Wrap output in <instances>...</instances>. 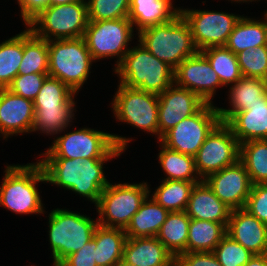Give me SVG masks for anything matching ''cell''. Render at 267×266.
<instances>
[{
  "label": "cell",
  "instance_id": "cell-16",
  "mask_svg": "<svg viewBox=\"0 0 267 266\" xmlns=\"http://www.w3.org/2000/svg\"><path fill=\"white\" fill-rule=\"evenodd\" d=\"M213 193L232 210L244 208L252 189V182L244 164H235L209 174L203 179Z\"/></svg>",
  "mask_w": 267,
  "mask_h": 266
},
{
  "label": "cell",
  "instance_id": "cell-18",
  "mask_svg": "<svg viewBox=\"0 0 267 266\" xmlns=\"http://www.w3.org/2000/svg\"><path fill=\"white\" fill-rule=\"evenodd\" d=\"M34 104L7 88L0 89V133L4 138L18 133L32 132Z\"/></svg>",
  "mask_w": 267,
  "mask_h": 266
},
{
  "label": "cell",
  "instance_id": "cell-21",
  "mask_svg": "<svg viewBox=\"0 0 267 266\" xmlns=\"http://www.w3.org/2000/svg\"><path fill=\"white\" fill-rule=\"evenodd\" d=\"M226 124L239 144L267 139V93L248 110L235 113Z\"/></svg>",
  "mask_w": 267,
  "mask_h": 266
},
{
  "label": "cell",
  "instance_id": "cell-9",
  "mask_svg": "<svg viewBox=\"0 0 267 266\" xmlns=\"http://www.w3.org/2000/svg\"><path fill=\"white\" fill-rule=\"evenodd\" d=\"M149 195L150 191L146 182L115 185L109 183L96 204L100 216L97 220L99 225L125 229Z\"/></svg>",
  "mask_w": 267,
  "mask_h": 266
},
{
  "label": "cell",
  "instance_id": "cell-29",
  "mask_svg": "<svg viewBox=\"0 0 267 266\" xmlns=\"http://www.w3.org/2000/svg\"><path fill=\"white\" fill-rule=\"evenodd\" d=\"M226 235V228L218 222L190 219L187 252H213Z\"/></svg>",
  "mask_w": 267,
  "mask_h": 266
},
{
  "label": "cell",
  "instance_id": "cell-31",
  "mask_svg": "<svg viewBox=\"0 0 267 266\" xmlns=\"http://www.w3.org/2000/svg\"><path fill=\"white\" fill-rule=\"evenodd\" d=\"M156 189L152 198L169 212L186 211L192 189L201 181L166 180Z\"/></svg>",
  "mask_w": 267,
  "mask_h": 266
},
{
  "label": "cell",
  "instance_id": "cell-28",
  "mask_svg": "<svg viewBox=\"0 0 267 266\" xmlns=\"http://www.w3.org/2000/svg\"><path fill=\"white\" fill-rule=\"evenodd\" d=\"M190 219L186 211L170 212L156 235V238L175 258L182 253H187Z\"/></svg>",
  "mask_w": 267,
  "mask_h": 266
},
{
  "label": "cell",
  "instance_id": "cell-44",
  "mask_svg": "<svg viewBox=\"0 0 267 266\" xmlns=\"http://www.w3.org/2000/svg\"><path fill=\"white\" fill-rule=\"evenodd\" d=\"M175 266H221L213 252H187L176 257Z\"/></svg>",
  "mask_w": 267,
  "mask_h": 266
},
{
  "label": "cell",
  "instance_id": "cell-34",
  "mask_svg": "<svg viewBox=\"0 0 267 266\" xmlns=\"http://www.w3.org/2000/svg\"><path fill=\"white\" fill-rule=\"evenodd\" d=\"M67 107H34L35 115L32 125L33 131H42L46 134H57L68 127L74 116V103Z\"/></svg>",
  "mask_w": 267,
  "mask_h": 266
},
{
  "label": "cell",
  "instance_id": "cell-38",
  "mask_svg": "<svg viewBox=\"0 0 267 266\" xmlns=\"http://www.w3.org/2000/svg\"><path fill=\"white\" fill-rule=\"evenodd\" d=\"M242 76L267 80V45L236 54Z\"/></svg>",
  "mask_w": 267,
  "mask_h": 266
},
{
  "label": "cell",
  "instance_id": "cell-2",
  "mask_svg": "<svg viewBox=\"0 0 267 266\" xmlns=\"http://www.w3.org/2000/svg\"><path fill=\"white\" fill-rule=\"evenodd\" d=\"M120 84L154 94L174 84V69L151 54L142 44L131 48L115 67Z\"/></svg>",
  "mask_w": 267,
  "mask_h": 266
},
{
  "label": "cell",
  "instance_id": "cell-4",
  "mask_svg": "<svg viewBox=\"0 0 267 266\" xmlns=\"http://www.w3.org/2000/svg\"><path fill=\"white\" fill-rule=\"evenodd\" d=\"M130 139L94 129L82 128L56 138L45 158H114L126 149Z\"/></svg>",
  "mask_w": 267,
  "mask_h": 266
},
{
  "label": "cell",
  "instance_id": "cell-26",
  "mask_svg": "<svg viewBox=\"0 0 267 266\" xmlns=\"http://www.w3.org/2000/svg\"><path fill=\"white\" fill-rule=\"evenodd\" d=\"M93 238L96 240L97 266H116L123 259L124 245L127 240L124 229L98 224Z\"/></svg>",
  "mask_w": 267,
  "mask_h": 266
},
{
  "label": "cell",
  "instance_id": "cell-37",
  "mask_svg": "<svg viewBox=\"0 0 267 266\" xmlns=\"http://www.w3.org/2000/svg\"><path fill=\"white\" fill-rule=\"evenodd\" d=\"M74 96L75 93L62 81L48 76L33 104L34 107H67Z\"/></svg>",
  "mask_w": 267,
  "mask_h": 266
},
{
  "label": "cell",
  "instance_id": "cell-20",
  "mask_svg": "<svg viewBox=\"0 0 267 266\" xmlns=\"http://www.w3.org/2000/svg\"><path fill=\"white\" fill-rule=\"evenodd\" d=\"M186 212L191 219L218 222L226 228L232 209L224 204L202 180L194 185Z\"/></svg>",
  "mask_w": 267,
  "mask_h": 266
},
{
  "label": "cell",
  "instance_id": "cell-48",
  "mask_svg": "<svg viewBox=\"0 0 267 266\" xmlns=\"http://www.w3.org/2000/svg\"><path fill=\"white\" fill-rule=\"evenodd\" d=\"M116 266H135L134 264L126 262L124 259H121Z\"/></svg>",
  "mask_w": 267,
  "mask_h": 266
},
{
  "label": "cell",
  "instance_id": "cell-24",
  "mask_svg": "<svg viewBox=\"0 0 267 266\" xmlns=\"http://www.w3.org/2000/svg\"><path fill=\"white\" fill-rule=\"evenodd\" d=\"M267 93V80L253 77H242L230 87L229 103L232 109L218 107L220 120L227 122L235 113L246 111Z\"/></svg>",
  "mask_w": 267,
  "mask_h": 266
},
{
  "label": "cell",
  "instance_id": "cell-19",
  "mask_svg": "<svg viewBox=\"0 0 267 266\" xmlns=\"http://www.w3.org/2000/svg\"><path fill=\"white\" fill-rule=\"evenodd\" d=\"M226 234L251 253H267V225L244 208L232 210Z\"/></svg>",
  "mask_w": 267,
  "mask_h": 266
},
{
  "label": "cell",
  "instance_id": "cell-6",
  "mask_svg": "<svg viewBox=\"0 0 267 266\" xmlns=\"http://www.w3.org/2000/svg\"><path fill=\"white\" fill-rule=\"evenodd\" d=\"M48 76L57 78L74 93L83 86L94 61L83 37L48 41Z\"/></svg>",
  "mask_w": 267,
  "mask_h": 266
},
{
  "label": "cell",
  "instance_id": "cell-14",
  "mask_svg": "<svg viewBox=\"0 0 267 266\" xmlns=\"http://www.w3.org/2000/svg\"><path fill=\"white\" fill-rule=\"evenodd\" d=\"M189 24L193 41L202 51L209 47L225 46L229 35L241 16L224 12L180 9Z\"/></svg>",
  "mask_w": 267,
  "mask_h": 266
},
{
  "label": "cell",
  "instance_id": "cell-39",
  "mask_svg": "<svg viewBox=\"0 0 267 266\" xmlns=\"http://www.w3.org/2000/svg\"><path fill=\"white\" fill-rule=\"evenodd\" d=\"M89 21L128 18L130 0H88Z\"/></svg>",
  "mask_w": 267,
  "mask_h": 266
},
{
  "label": "cell",
  "instance_id": "cell-7",
  "mask_svg": "<svg viewBox=\"0 0 267 266\" xmlns=\"http://www.w3.org/2000/svg\"><path fill=\"white\" fill-rule=\"evenodd\" d=\"M49 240L58 266L70 254L80 250L94 235L98 221L80 213L55 209L49 214Z\"/></svg>",
  "mask_w": 267,
  "mask_h": 266
},
{
  "label": "cell",
  "instance_id": "cell-10",
  "mask_svg": "<svg viewBox=\"0 0 267 266\" xmlns=\"http://www.w3.org/2000/svg\"><path fill=\"white\" fill-rule=\"evenodd\" d=\"M113 98V112L118 120L158 135V95L122 84Z\"/></svg>",
  "mask_w": 267,
  "mask_h": 266
},
{
  "label": "cell",
  "instance_id": "cell-40",
  "mask_svg": "<svg viewBox=\"0 0 267 266\" xmlns=\"http://www.w3.org/2000/svg\"><path fill=\"white\" fill-rule=\"evenodd\" d=\"M213 253L221 266H245L254 255L227 234L221 239Z\"/></svg>",
  "mask_w": 267,
  "mask_h": 266
},
{
  "label": "cell",
  "instance_id": "cell-30",
  "mask_svg": "<svg viewBox=\"0 0 267 266\" xmlns=\"http://www.w3.org/2000/svg\"><path fill=\"white\" fill-rule=\"evenodd\" d=\"M48 41L36 37L28 28L23 31V58L18 74L48 73Z\"/></svg>",
  "mask_w": 267,
  "mask_h": 266
},
{
  "label": "cell",
  "instance_id": "cell-22",
  "mask_svg": "<svg viewBox=\"0 0 267 266\" xmlns=\"http://www.w3.org/2000/svg\"><path fill=\"white\" fill-rule=\"evenodd\" d=\"M123 259L135 266H175L176 258L156 237L127 238Z\"/></svg>",
  "mask_w": 267,
  "mask_h": 266
},
{
  "label": "cell",
  "instance_id": "cell-45",
  "mask_svg": "<svg viewBox=\"0 0 267 266\" xmlns=\"http://www.w3.org/2000/svg\"><path fill=\"white\" fill-rule=\"evenodd\" d=\"M20 6L21 17L27 25L41 11L50 6V0H17Z\"/></svg>",
  "mask_w": 267,
  "mask_h": 266
},
{
  "label": "cell",
  "instance_id": "cell-11",
  "mask_svg": "<svg viewBox=\"0 0 267 266\" xmlns=\"http://www.w3.org/2000/svg\"><path fill=\"white\" fill-rule=\"evenodd\" d=\"M134 26L128 18L116 20L89 21L84 33V40L92 59L119 56L116 65L124 59L131 41Z\"/></svg>",
  "mask_w": 267,
  "mask_h": 266
},
{
  "label": "cell",
  "instance_id": "cell-43",
  "mask_svg": "<svg viewBox=\"0 0 267 266\" xmlns=\"http://www.w3.org/2000/svg\"><path fill=\"white\" fill-rule=\"evenodd\" d=\"M95 248L96 240L92 238L80 250L65 258L58 266H97Z\"/></svg>",
  "mask_w": 267,
  "mask_h": 266
},
{
  "label": "cell",
  "instance_id": "cell-12",
  "mask_svg": "<svg viewBox=\"0 0 267 266\" xmlns=\"http://www.w3.org/2000/svg\"><path fill=\"white\" fill-rule=\"evenodd\" d=\"M220 121L218 108L206 103L196 114L167 131L160 142L171 150L195 157L208 134Z\"/></svg>",
  "mask_w": 267,
  "mask_h": 266
},
{
  "label": "cell",
  "instance_id": "cell-27",
  "mask_svg": "<svg viewBox=\"0 0 267 266\" xmlns=\"http://www.w3.org/2000/svg\"><path fill=\"white\" fill-rule=\"evenodd\" d=\"M265 21L241 17L229 35L225 47L235 55L244 50L267 45V12Z\"/></svg>",
  "mask_w": 267,
  "mask_h": 266
},
{
  "label": "cell",
  "instance_id": "cell-47",
  "mask_svg": "<svg viewBox=\"0 0 267 266\" xmlns=\"http://www.w3.org/2000/svg\"><path fill=\"white\" fill-rule=\"evenodd\" d=\"M79 1H83V0H50V6L69 4V3L79 2Z\"/></svg>",
  "mask_w": 267,
  "mask_h": 266
},
{
  "label": "cell",
  "instance_id": "cell-49",
  "mask_svg": "<svg viewBox=\"0 0 267 266\" xmlns=\"http://www.w3.org/2000/svg\"><path fill=\"white\" fill-rule=\"evenodd\" d=\"M232 1H235V2H238V1H239V2H242V1H243V2L251 1V2H252V1H254V0H232Z\"/></svg>",
  "mask_w": 267,
  "mask_h": 266
},
{
  "label": "cell",
  "instance_id": "cell-46",
  "mask_svg": "<svg viewBox=\"0 0 267 266\" xmlns=\"http://www.w3.org/2000/svg\"><path fill=\"white\" fill-rule=\"evenodd\" d=\"M245 266H267V253L253 255Z\"/></svg>",
  "mask_w": 267,
  "mask_h": 266
},
{
  "label": "cell",
  "instance_id": "cell-33",
  "mask_svg": "<svg viewBox=\"0 0 267 266\" xmlns=\"http://www.w3.org/2000/svg\"><path fill=\"white\" fill-rule=\"evenodd\" d=\"M160 144L162 150L158 158L162 169L168 175L166 180L202 181L197 176L195 157L171 150L162 143Z\"/></svg>",
  "mask_w": 267,
  "mask_h": 266
},
{
  "label": "cell",
  "instance_id": "cell-35",
  "mask_svg": "<svg viewBox=\"0 0 267 266\" xmlns=\"http://www.w3.org/2000/svg\"><path fill=\"white\" fill-rule=\"evenodd\" d=\"M201 52L210 62L223 86L235 84L243 77L237 56L225 46L209 47Z\"/></svg>",
  "mask_w": 267,
  "mask_h": 266
},
{
  "label": "cell",
  "instance_id": "cell-8",
  "mask_svg": "<svg viewBox=\"0 0 267 266\" xmlns=\"http://www.w3.org/2000/svg\"><path fill=\"white\" fill-rule=\"evenodd\" d=\"M88 23L87 2L83 0L49 6L27 26L36 37L50 41L52 36L55 40L83 37Z\"/></svg>",
  "mask_w": 267,
  "mask_h": 266
},
{
  "label": "cell",
  "instance_id": "cell-1",
  "mask_svg": "<svg viewBox=\"0 0 267 266\" xmlns=\"http://www.w3.org/2000/svg\"><path fill=\"white\" fill-rule=\"evenodd\" d=\"M110 159L112 158H42L43 161L39 163L46 183L72 190L96 205L109 184L103 173V164Z\"/></svg>",
  "mask_w": 267,
  "mask_h": 266
},
{
  "label": "cell",
  "instance_id": "cell-23",
  "mask_svg": "<svg viewBox=\"0 0 267 266\" xmlns=\"http://www.w3.org/2000/svg\"><path fill=\"white\" fill-rule=\"evenodd\" d=\"M179 14L180 9L173 8L171 0H130L128 19L137 26L139 33L154 25L167 23Z\"/></svg>",
  "mask_w": 267,
  "mask_h": 266
},
{
  "label": "cell",
  "instance_id": "cell-25",
  "mask_svg": "<svg viewBox=\"0 0 267 266\" xmlns=\"http://www.w3.org/2000/svg\"><path fill=\"white\" fill-rule=\"evenodd\" d=\"M149 196L143 201L140 209L132 216L124 229L127 238L156 237L162 224L170 213Z\"/></svg>",
  "mask_w": 267,
  "mask_h": 266
},
{
  "label": "cell",
  "instance_id": "cell-5",
  "mask_svg": "<svg viewBox=\"0 0 267 266\" xmlns=\"http://www.w3.org/2000/svg\"><path fill=\"white\" fill-rule=\"evenodd\" d=\"M0 187V205L17 214H43V205L36 183L46 182L39 162L9 165Z\"/></svg>",
  "mask_w": 267,
  "mask_h": 266
},
{
  "label": "cell",
  "instance_id": "cell-41",
  "mask_svg": "<svg viewBox=\"0 0 267 266\" xmlns=\"http://www.w3.org/2000/svg\"><path fill=\"white\" fill-rule=\"evenodd\" d=\"M47 77L48 73L18 74L7 89L33 101Z\"/></svg>",
  "mask_w": 267,
  "mask_h": 266
},
{
  "label": "cell",
  "instance_id": "cell-3",
  "mask_svg": "<svg viewBox=\"0 0 267 266\" xmlns=\"http://www.w3.org/2000/svg\"><path fill=\"white\" fill-rule=\"evenodd\" d=\"M138 37L140 44L173 69L198 52L189 24L181 14L167 23L140 31Z\"/></svg>",
  "mask_w": 267,
  "mask_h": 266
},
{
  "label": "cell",
  "instance_id": "cell-36",
  "mask_svg": "<svg viewBox=\"0 0 267 266\" xmlns=\"http://www.w3.org/2000/svg\"><path fill=\"white\" fill-rule=\"evenodd\" d=\"M23 58V32L0 44V89L7 88L18 75Z\"/></svg>",
  "mask_w": 267,
  "mask_h": 266
},
{
  "label": "cell",
  "instance_id": "cell-13",
  "mask_svg": "<svg viewBox=\"0 0 267 266\" xmlns=\"http://www.w3.org/2000/svg\"><path fill=\"white\" fill-rule=\"evenodd\" d=\"M240 144L230 127L220 121L208 134L195 156L198 176L205 179L209 174L235 164L239 160Z\"/></svg>",
  "mask_w": 267,
  "mask_h": 266
},
{
  "label": "cell",
  "instance_id": "cell-42",
  "mask_svg": "<svg viewBox=\"0 0 267 266\" xmlns=\"http://www.w3.org/2000/svg\"><path fill=\"white\" fill-rule=\"evenodd\" d=\"M244 209L267 225V183L252 186Z\"/></svg>",
  "mask_w": 267,
  "mask_h": 266
},
{
  "label": "cell",
  "instance_id": "cell-15",
  "mask_svg": "<svg viewBox=\"0 0 267 266\" xmlns=\"http://www.w3.org/2000/svg\"><path fill=\"white\" fill-rule=\"evenodd\" d=\"M174 84L197 94L204 102L212 104L213 95L223 86L205 55L198 51L183 60L174 69Z\"/></svg>",
  "mask_w": 267,
  "mask_h": 266
},
{
  "label": "cell",
  "instance_id": "cell-32",
  "mask_svg": "<svg viewBox=\"0 0 267 266\" xmlns=\"http://www.w3.org/2000/svg\"><path fill=\"white\" fill-rule=\"evenodd\" d=\"M239 160L253 185L267 183V139L241 143Z\"/></svg>",
  "mask_w": 267,
  "mask_h": 266
},
{
  "label": "cell",
  "instance_id": "cell-17",
  "mask_svg": "<svg viewBox=\"0 0 267 266\" xmlns=\"http://www.w3.org/2000/svg\"><path fill=\"white\" fill-rule=\"evenodd\" d=\"M158 101L159 141L167 131L206 104L197 94L174 84L158 95Z\"/></svg>",
  "mask_w": 267,
  "mask_h": 266
}]
</instances>
